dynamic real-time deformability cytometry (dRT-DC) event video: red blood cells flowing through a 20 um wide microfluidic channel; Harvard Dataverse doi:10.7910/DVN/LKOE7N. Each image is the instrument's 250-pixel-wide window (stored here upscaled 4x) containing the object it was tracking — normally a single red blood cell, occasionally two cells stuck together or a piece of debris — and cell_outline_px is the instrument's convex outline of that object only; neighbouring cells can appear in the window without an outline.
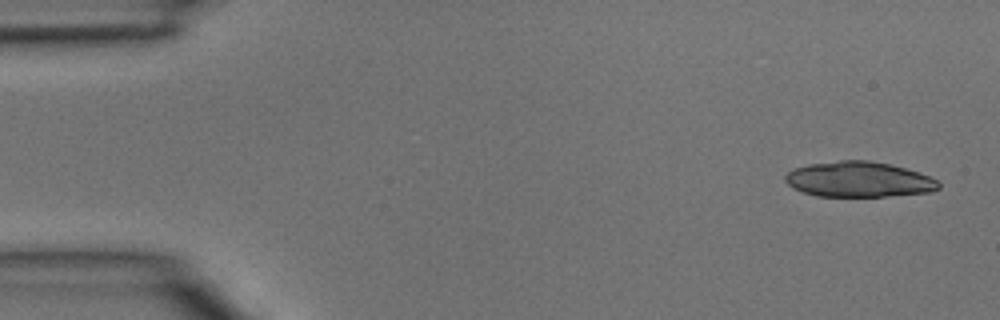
{"species": "common noctule bat (a hibernating species)", "species_latin": "Nyctalus noctula", "temperature_condition": "room temperature", "stored_images_in_passage": 4, "camera_frame_rate_fps": 3000, "um_per_image_px": 0.085, "animal": {"sex": "male", "body_mass_g": 15.6}, "frame": {"image": 1, "passage_image": 1, "time_ms": 0.0, "image_size_px": [1000, 320], "cell_outline_px": [[940, 188], [932, 192], [884, 196], [816, 196], [792, 188], [784, 180], [784, 176], [792, 168], [808, 164], [840, 160], [868, 160], [888, 164], [904, 168], [928, 176], [936, 180], [940, 184]], "centroid_in_image_um": [72.95, 15.25], "position_along_channel_um": 12.1, "area_um2": 31.56}}